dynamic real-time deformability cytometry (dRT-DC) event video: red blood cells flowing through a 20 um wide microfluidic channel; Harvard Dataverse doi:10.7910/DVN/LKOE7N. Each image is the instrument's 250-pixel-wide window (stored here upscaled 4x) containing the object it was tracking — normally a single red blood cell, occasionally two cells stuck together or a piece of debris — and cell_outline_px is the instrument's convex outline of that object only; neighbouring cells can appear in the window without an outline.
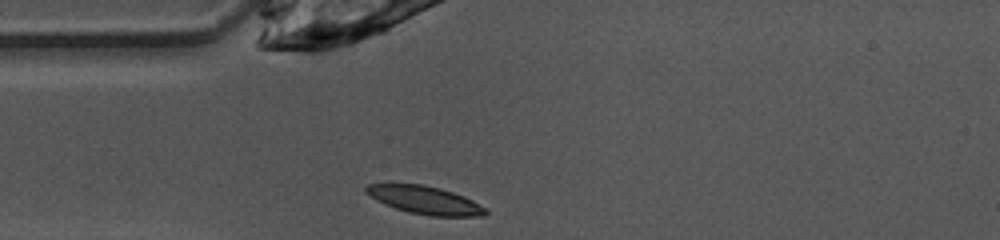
{"species": "common noctule bat (a hibernating species)", "species_latin": "Nyctalus noctula", "temperature_condition": "warm", "stored_images_in_passage": 37, "camera_frame_rate_fps": 3000, "um_per_image_px": 0.085, "animal": {"sex": "female", "body_mass_g": 10.0, "forearm_length_mm": 53.1}, "frame": {"image": 1, "passage_image": 1, "time_ms": 0.0, "image_size_px": [1000, 240], "cell_outline_px": [[488, 212], [484, 216], [428, 216], [408, 212], [396, 208], [376, 200], [364, 192], [364, 188], [368, 184], [424, 184], [440, 188], [464, 196], [488, 208]], "centroid_in_image_um": [36.14, 17.01], "position_along_channel_um": 48.9, "area_um2": 19.54}}
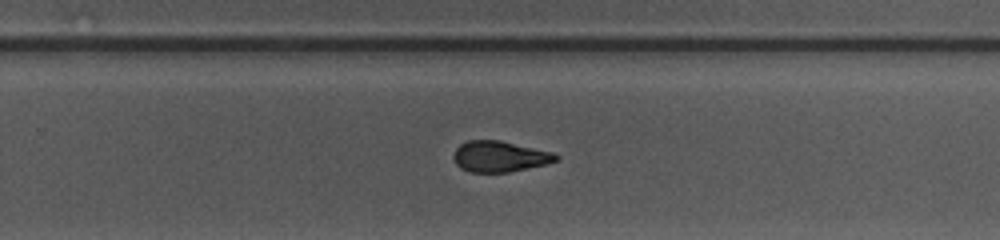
{"frame": {"image": 2, "passage_image": 19, "time_ms": 6.0, "image_size_px": [1000, 240], "cell_outline_px": [[560, 160], [548, 164], [508, 172], [468, 172], [460, 168], [456, 164], [452, 156], [456, 148], [460, 144], [468, 140], [500, 140], [552, 152], [560, 156]], "centroid_in_image_um": [42.47, 13.3], "position_along_channel_um": 287.3, "area_um2": 18.61}}
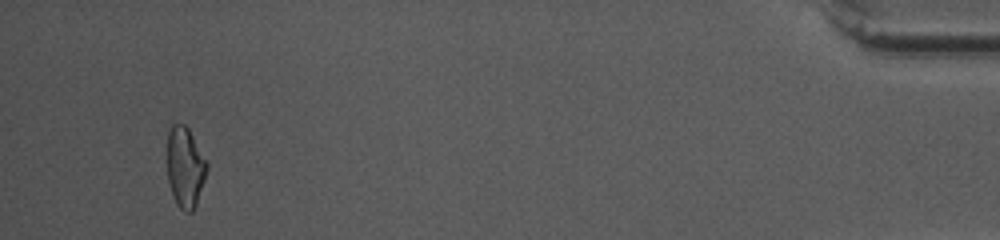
{"frame": {"image": 3, "passage_image": 35, "time_ms": 11.333, "image_size_px": [1000, 240], "cell_outline_px": [[208, 168], [196, 204], [192, 212], [184, 212], [176, 204], [168, 180], [168, 132], [172, 124], [184, 124], [188, 128], [208, 164]], "centroid_in_image_um": [15.74, 14.22], "position_along_channel_um": 419.5, "area_um2": 18.32}, "authors_computed_cell_mechanics": {"area_um2": 19.1318, "velocity_mm_per_s": 4.052, "shape_relaxation_time_tau1_ms": 6.4581, "shape_relaxation_time_tau2_ms": 2.293, "deformation_change_tau1": 0.1767, "deformation_change_tau2": 0.0948}}